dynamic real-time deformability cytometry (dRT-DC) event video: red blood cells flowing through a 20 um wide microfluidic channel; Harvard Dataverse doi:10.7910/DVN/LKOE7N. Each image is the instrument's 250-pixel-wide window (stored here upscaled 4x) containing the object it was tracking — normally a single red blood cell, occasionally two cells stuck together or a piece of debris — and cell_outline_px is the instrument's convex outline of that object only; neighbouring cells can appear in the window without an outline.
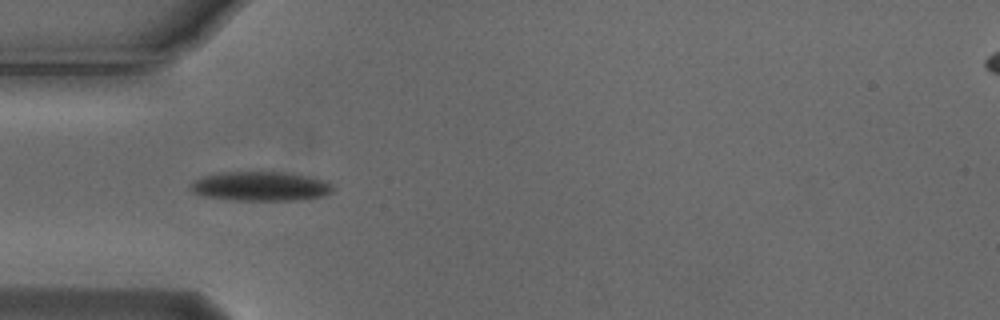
{"species": "Egyptian fruit bat (a non-hibernating species)", "species_latin": "Rousettus aegyptiacus", "temperature_condition": "cold", "stored_images_in_passage": 5, "camera_frame_rate_fps": 3000, "um_per_image_px": 0.085, "animal": {"sex": "male"}, "frame": {"image": 1, "passage_image": 4, "time_ms": 1.0, "image_size_px": [1000, 320], "cell_outline_px": [[332, 192], [324, 196], [300, 200], [232, 200], [204, 196], [192, 192], [188, 188], [188, 184], [204, 176], [220, 172], [280, 172], [308, 176], [320, 180], [328, 184], [332, 188]], "centroid_in_image_um": [22.07, 15.84], "position_along_channel_um": 62.9, "area_um2": 24.16}}
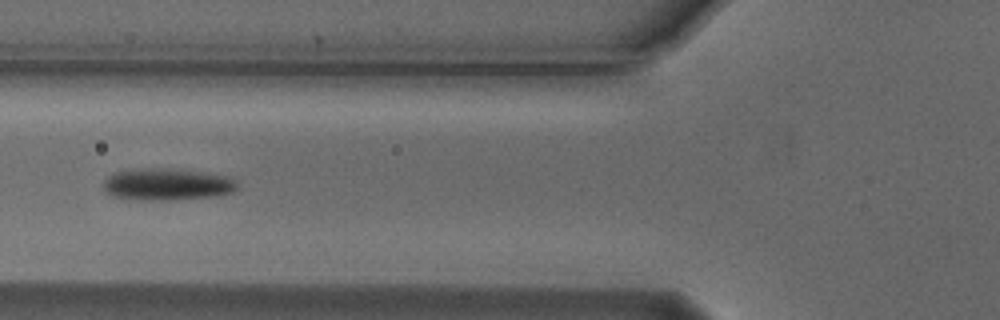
{"frame": {"image": 2, "passage_image": 5, "time_ms": 1.333, "image_size_px": [1000, 320], "cell_outline_px": [[236, 188], [232, 192], [212, 196], [168, 200], [132, 200], [112, 196], [104, 188], [104, 180], [112, 172], [140, 168], [160, 168], [200, 172], [228, 176], [236, 184]], "centroid_in_image_um": [14.11, 15.67], "position_along_channel_um": 111.7, "area_um2": 24.62}}